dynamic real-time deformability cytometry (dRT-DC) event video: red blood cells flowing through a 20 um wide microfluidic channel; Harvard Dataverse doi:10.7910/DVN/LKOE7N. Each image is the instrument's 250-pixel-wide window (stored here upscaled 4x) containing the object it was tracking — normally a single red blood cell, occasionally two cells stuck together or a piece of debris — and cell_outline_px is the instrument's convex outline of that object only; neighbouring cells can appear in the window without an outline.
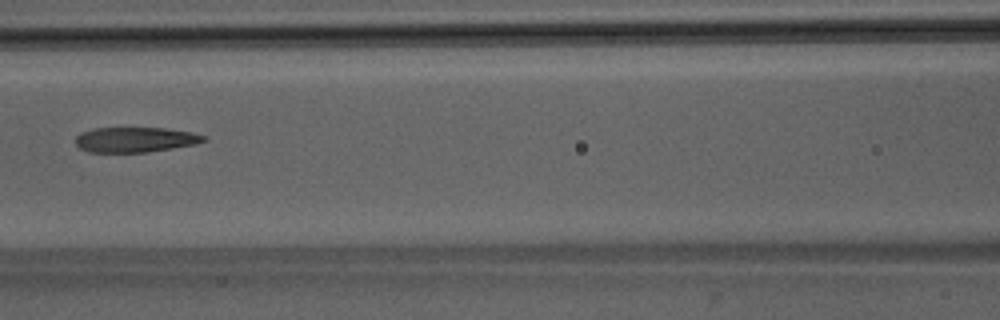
{"species": "Egyptian fruit bat (a non-hibernating species)", "species_latin": "Rousettus aegyptiacus", "temperature_condition": "room temperature", "stored_images_in_passage": 5, "camera_frame_rate_fps": 3000, "um_per_image_px": 0.085, "animal": {"sex": "male"}, "frame": {"image": 1, "passage_image": 5, "time_ms": 4.667, "image_size_px": [1000, 320], "cell_outline_px": [[208, 140], [196, 144], [148, 152], [88, 152], [80, 148], [76, 144], [76, 136], [80, 132], [92, 128], [164, 128], [192, 132], [204, 136]], "centroid_in_image_um": [11.48, 11.87], "position_along_channel_um": 155.1, "area_um2": 18.79}}